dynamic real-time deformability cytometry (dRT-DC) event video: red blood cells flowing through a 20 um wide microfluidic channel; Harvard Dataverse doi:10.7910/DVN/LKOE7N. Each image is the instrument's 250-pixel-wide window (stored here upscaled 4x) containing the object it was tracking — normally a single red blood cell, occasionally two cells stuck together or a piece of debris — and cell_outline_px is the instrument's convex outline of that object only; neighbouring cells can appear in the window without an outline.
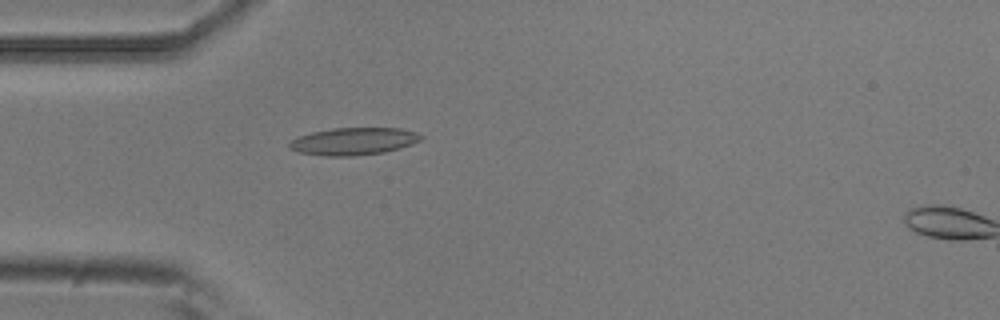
{"species": "common noctule bat (a hibernating species)", "species_latin": "Nyctalus noctula", "temperature_condition": "room temperature", "stored_images_in_passage": 3, "camera_frame_rate_fps": 3000, "um_per_image_px": 0.085, "animal": {"sex": "male", "body_mass_g": 20.5, "forearm_length_mm": 52.5}, "frame": {"image": 1, "passage_image": 2, "time_ms": 0.333, "image_size_px": [1000, 320], "cell_outline_px": [[424, 136], [420, 140], [412, 144], [400, 148], [384, 152], [352, 156], [324, 156], [300, 152], [288, 148], [288, 144], [296, 136], [312, 132], [332, 128], [400, 128], [416, 132]], "centroid_in_image_um": [30.04, 12.0], "position_along_channel_um": 55.0, "area_um2": 21.04}}